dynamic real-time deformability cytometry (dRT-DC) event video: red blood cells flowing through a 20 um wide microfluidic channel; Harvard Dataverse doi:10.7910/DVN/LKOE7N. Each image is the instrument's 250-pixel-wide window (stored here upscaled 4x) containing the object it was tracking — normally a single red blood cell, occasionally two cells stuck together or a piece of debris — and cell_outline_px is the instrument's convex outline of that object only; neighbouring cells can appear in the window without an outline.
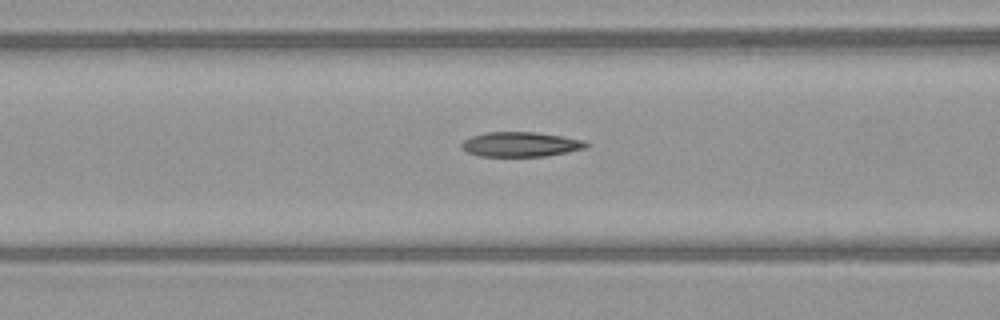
{"species": "common noctule bat (a hibernating species)", "species_latin": "Nyctalus noctula", "temperature_condition": "warm", "stored_images_in_passage": 42, "camera_frame_rate_fps": 3000, "um_per_image_px": 0.085, "animal": {"sex": "female", "body_mass_g": 21.9}, "frame": {"image": 1, "passage_image": 22, "time_ms": 7.0, "image_size_px": [1000, 320], "cell_outline_px": [[592, 144], [588, 148], [568, 152], [544, 156], [476, 156], [460, 148], [460, 144], [464, 140], [472, 136], [488, 132], [536, 132], [564, 136], [584, 140]], "centroid_in_image_um": [44.3, 12.27], "position_along_channel_um": 122.3, "area_um2": 18.21}}
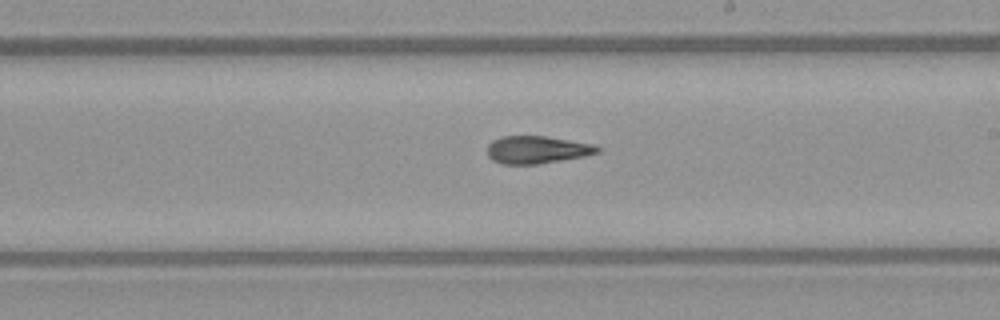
{"frame": {"image": 2, "passage_image": 31, "time_ms": 10.0, "image_size_px": [1000, 320], "cell_outline_px": [[604, 148], [600, 152], [584, 156], [540, 164], [500, 164], [492, 160], [488, 156], [488, 144], [492, 140], [500, 136], [544, 136], [596, 144]], "centroid_in_image_um": [45.68, 12.72], "position_along_channel_um": 243.3, "area_um2": 17.98}}
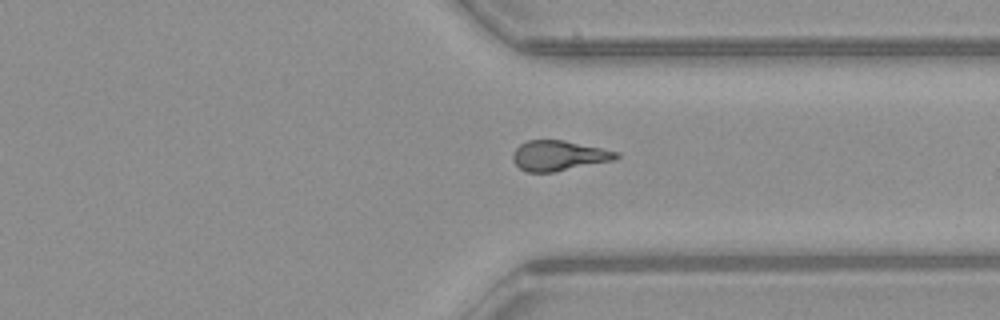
{"frame": {"image": 3, "passage_image": 40, "time_ms": 13.0, "image_size_px": [1000, 320], "cell_outline_px": [[620, 156], [612, 160], [556, 172], [528, 172], [520, 168], [512, 160], [512, 152], [520, 144], [528, 140], [564, 140], [620, 152]], "centroid_in_image_um": [47.47, 13.23], "position_along_channel_um": 363.9, "area_um2": 18.15}}